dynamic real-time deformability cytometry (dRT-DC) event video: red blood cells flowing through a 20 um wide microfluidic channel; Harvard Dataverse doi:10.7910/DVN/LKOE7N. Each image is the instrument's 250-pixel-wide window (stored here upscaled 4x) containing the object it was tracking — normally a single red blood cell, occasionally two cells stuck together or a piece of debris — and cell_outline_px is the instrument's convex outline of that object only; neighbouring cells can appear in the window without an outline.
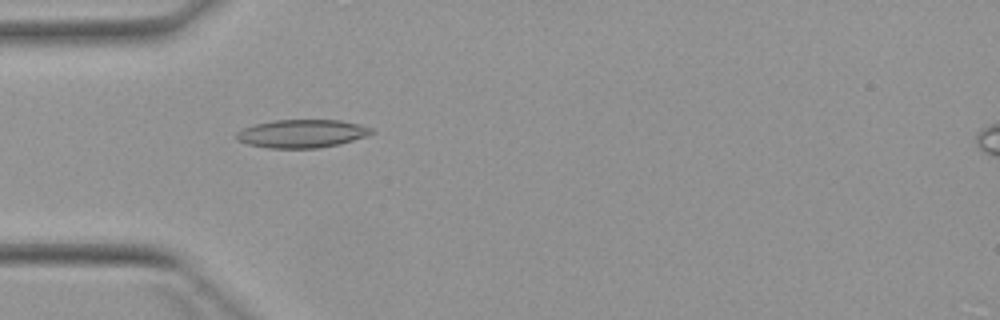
{"species": "Egyptian fruit bat (a non-hibernating species)", "species_latin": "Rousettus aegyptiacus", "temperature_condition": "warm", "stored_images_in_passage": 6, "camera_frame_rate_fps": 3000, "um_per_image_px": 0.085, "animal": {"sex": "female"}, "frame": {"image": 1, "passage_image": 5, "time_ms": 5.0, "image_size_px": [1000, 320], "cell_outline_px": [[376, 132], [340, 144], [320, 148], [268, 148], [248, 144], [236, 140], [236, 132], [244, 128], [256, 124], [276, 120], [340, 120], [360, 124], [372, 128]], "centroid_in_image_um": [25.67, 11.36], "position_along_channel_um": 59.3, "area_um2": 22.14}}